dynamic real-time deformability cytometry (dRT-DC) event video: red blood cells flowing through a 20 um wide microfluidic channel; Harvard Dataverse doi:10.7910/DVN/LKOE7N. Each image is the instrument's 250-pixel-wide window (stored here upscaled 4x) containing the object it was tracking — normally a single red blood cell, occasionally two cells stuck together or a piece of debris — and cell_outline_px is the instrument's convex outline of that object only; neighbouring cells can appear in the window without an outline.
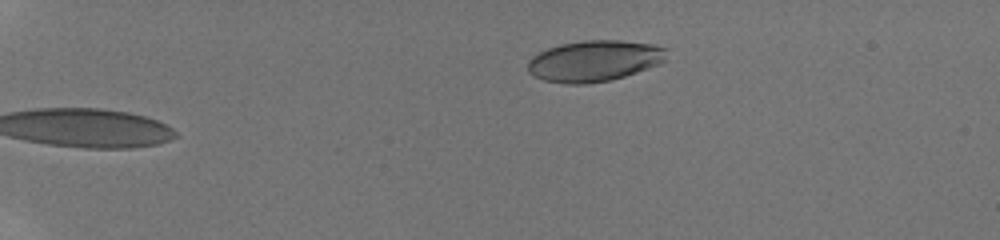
{"species": "human", "species_latin": "Homo sapiens", "temperature_condition": "room temperature", "stored_images_in_passage": 43, "camera_frame_rate_fps": 3000, "um_per_image_px": 0.085, "donor": {"sex": "male"}, "frame": {"image": 1, "passage_image": 1, "time_ms": 0.0, "image_size_px": [1000, 240], "cell_outline_px": [[668, 60], [660, 64], [612, 80], [588, 84], [564, 84], [544, 80], [532, 76], [528, 72], [528, 60], [532, 56], [548, 48], [560, 44], [584, 40], [620, 40], [656, 44], [664, 48]], "centroid_in_image_um": [50.52, 5.18], "position_along_channel_um": 34.5, "area_um2": 33.58}}
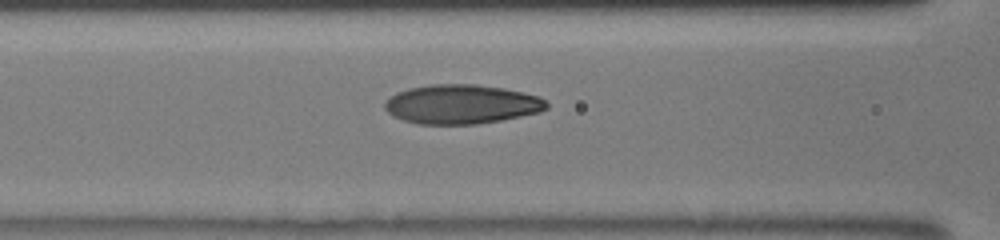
{"frame": {"image": 2, "passage_image": 21, "time_ms": 4.667, "image_size_px": [1000, 240], "cell_outline_px": [[548, 108], [540, 112], [500, 120], [476, 124], [420, 124], [404, 120], [392, 116], [384, 108], [384, 104], [396, 92], [408, 88], [432, 84], [476, 84], [504, 88], [536, 96], [544, 100], [548, 104]], "centroid_in_image_um": [39.2, 8.86], "position_along_channel_um": 127.4, "area_um2": 36.82}}
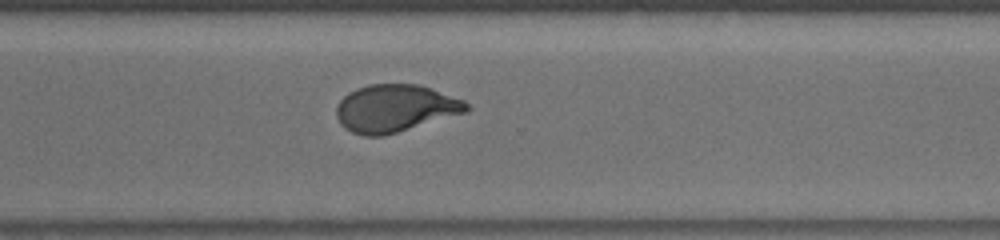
{"frame": {"image": 3, "passage_image": 42, "time_ms": 9.667, "image_size_px": [1000, 240], "cell_outline_px": [[472, 108], [468, 112], [396, 132], [380, 136], [364, 136], [352, 132], [344, 128], [340, 124], [336, 116], [336, 108], [340, 100], [348, 92], [356, 88], [368, 84], [416, 84], [432, 88], [464, 100]], "centroid_in_image_um": [33.59, 9.2], "position_along_channel_um": 337.0, "area_um2": 36.07}}